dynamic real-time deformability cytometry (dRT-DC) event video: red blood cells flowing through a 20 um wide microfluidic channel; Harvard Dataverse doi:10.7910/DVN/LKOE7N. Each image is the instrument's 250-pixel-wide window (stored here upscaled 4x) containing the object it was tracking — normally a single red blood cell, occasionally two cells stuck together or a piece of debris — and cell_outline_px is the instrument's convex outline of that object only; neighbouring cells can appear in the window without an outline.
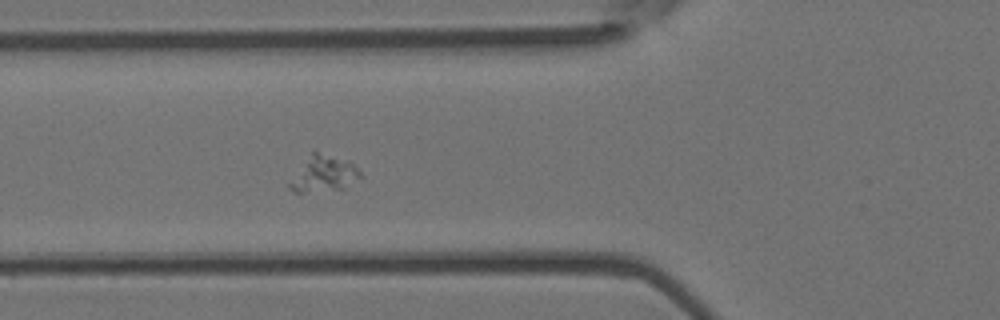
{"species": "Egyptian fruit bat (a non-hibernating species)", "species_latin": "Rousettus aegyptiacus", "temperature_condition": "room temperature", "stored_images_in_passage": 4, "camera_frame_rate_fps": 3000, "um_per_image_px": 0.085, "animal": {"sex": "female"}, "frame": {"image": 1, "passage_image": 4, "time_ms": 1.0, "image_size_px": [1000, 320], "cell_outline_px": [[364, 176], [344, 188], [304, 192], [292, 192], [288, 188], [288, 184], [312, 148], [348, 160]], "centroid_in_image_um": [27.5, 14.73], "position_along_channel_um": 98.3, "area_um2": 15.09}}